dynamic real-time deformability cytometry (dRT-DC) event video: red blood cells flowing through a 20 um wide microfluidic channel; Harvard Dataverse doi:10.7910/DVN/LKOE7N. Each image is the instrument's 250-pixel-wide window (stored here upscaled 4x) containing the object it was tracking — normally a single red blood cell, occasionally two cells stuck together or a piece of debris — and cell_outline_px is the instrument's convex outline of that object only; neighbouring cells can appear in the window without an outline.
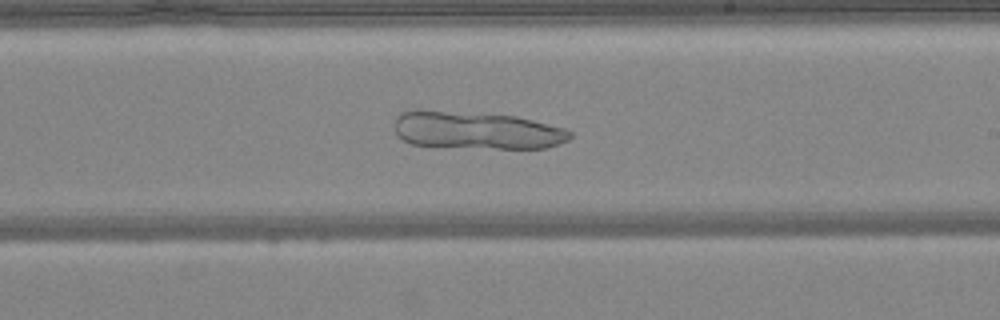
{"species": "common noctule bat (a hibernating species)", "species_latin": "Nyctalus noctula", "temperature_condition": "warm", "stored_images_in_passage": 47, "camera_frame_rate_fps": 3000, "um_per_image_px": 0.085, "animal": {"sex": "female", "body_mass_g": 24.6, "forearm_length_mm": 56.2}, "frame": {"image": 1, "passage_image": 28, "time_ms": 9.0, "image_size_px": [1000, 320], "cell_outline_px": [[572, 136], [568, 140], [560, 144], [544, 148], [432, 148], [412, 144], [396, 136], [396, 116], [400, 112], [416, 108], [420, 108], [516, 116], [564, 128], [572, 132]], "centroid_in_image_um": [40.41, 11.08], "position_along_channel_um": 248.6, "area_um2": 39.48}}